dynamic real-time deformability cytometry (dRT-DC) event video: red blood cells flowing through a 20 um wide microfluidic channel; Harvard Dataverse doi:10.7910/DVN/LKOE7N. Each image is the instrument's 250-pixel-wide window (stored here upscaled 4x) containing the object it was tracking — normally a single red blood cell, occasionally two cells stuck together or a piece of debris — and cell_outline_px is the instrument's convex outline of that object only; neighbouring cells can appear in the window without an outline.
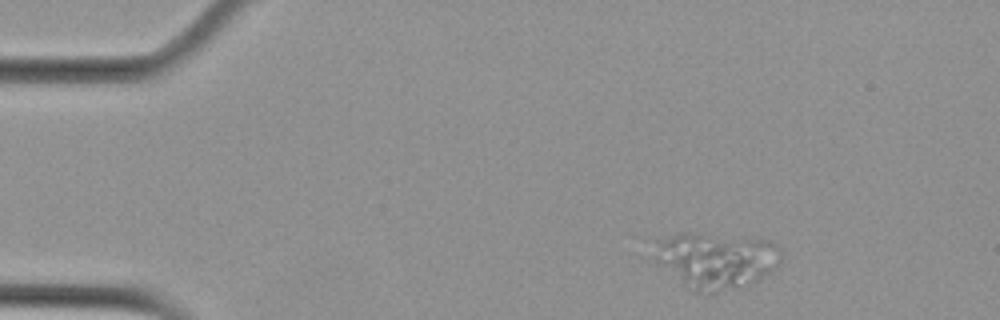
{"species": "Egyptian fruit bat (a non-hibernating species)", "species_latin": "Rousettus aegyptiacus", "temperature_condition": "cold", "stored_images_in_passage": 3, "camera_frame_rate_fps": 3000, "um_per_image_px": 0.085, "animal": {"sex": "female"}, "frame": {"image": 1, "passage_image": 1, "time_ms": 0.0, "image_size_px": [1000, 320], "cell_outline_px": [[780, 260], [776, 268], [756, 280], [712, 292], [692, 292], [684, 284], [668, 260], [664, 244], [664, 240], [680, 232], [688, 232], [768, 240], [776, 244], [780, 248]], "centroid_in_image_um": [61.17, 22.09], "position_along_channel_um": 23.8, "area_um2": 37.51}}